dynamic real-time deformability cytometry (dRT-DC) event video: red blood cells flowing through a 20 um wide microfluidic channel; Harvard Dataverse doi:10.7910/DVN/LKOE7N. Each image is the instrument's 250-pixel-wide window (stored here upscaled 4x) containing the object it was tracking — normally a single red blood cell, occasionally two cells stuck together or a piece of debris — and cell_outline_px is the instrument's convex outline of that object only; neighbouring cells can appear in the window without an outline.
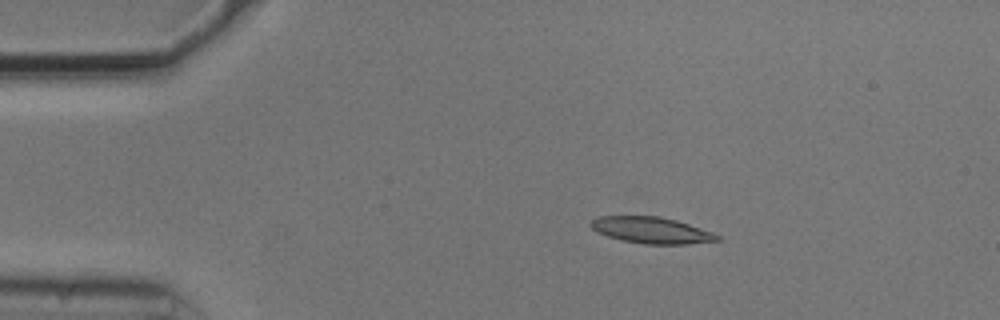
{"species": "common noctule bat (a hibernating species)", "species_latin": "Nyctalus noctula", "temperature_condition": "cold", "stored_images_in_passage": 45, "camera_frame_rate_fps": 3000, "um_per_image_px": 0.085, "animal": {"sex": "male", "body_mass_g": 20.5, "forearm_length_mm": 52.5}, "frame": {"image": 1, "passage_image": 1, "time_ms": 0.0, "image_size_px": [1000, 320], "cell_outline_px": [[720, 240], [688, 244], [644, 244], [624, 240], [608, 236], [596, 232], [588, 224], [596, 216], [656, 216], [676, 220], [712, 232], [720, 236]], "centroid_in_image_um": [55.34, 19.56], "position_along_channel_um": 29.7, "area_um2": 19.31}}
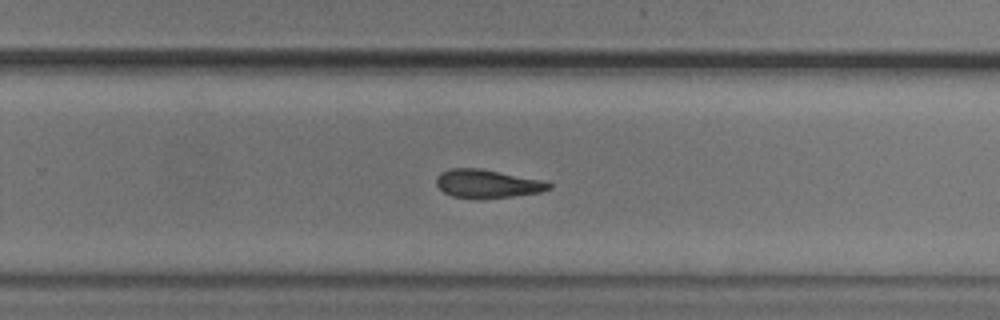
{"frame": {"image": 2, "passage_image": 26, "time_ms": 8.333, "image_size_px": [1000, 320], "cell_outline_px": [[552, 188], [540, 192], [512, 196], [452, 196], [444, 192], [436, 184], [436, 176], [440, 172], [448, 168], [480, 168], [540, 180], [552, 184]], "centroid_in_image_um": [41.39, 15.57], "position_along_channel_um": 288.4, "area_um2": 17.86}}
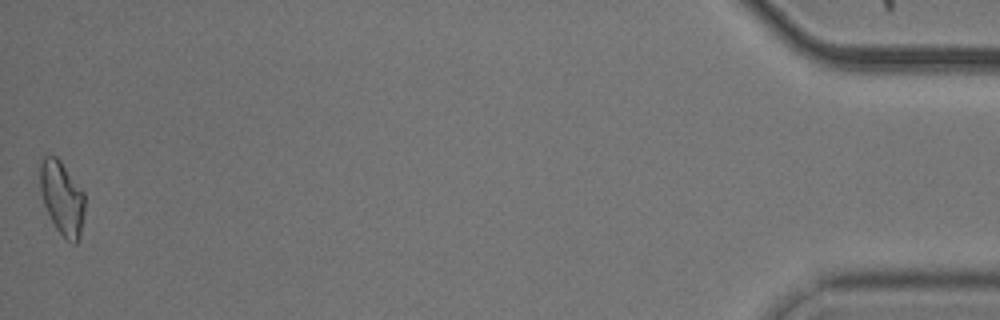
{"frame": {"image": 3, "passage_image": 45, "time_ms": 14.667, "image_size_px": [1000, 320], "cell_outline_px": [[84, 212], [80, 236], [76, 244], [72, 244], [56, 228], [44, 204], [40, 188], [40, 164], [44, 156], [48, 152], [56, 156], [60, 160], [84, 192]], "centroid_in_image_um": [5.27, 16.79], "position_along_channel_um": 429.9, "area_um2": 19.07}, "authors_computed_cell_mechanics": {"area_um2": 19.074, "velocity_mm_per_s": 3.7392, "shape_relaxation_time_tau1_ms": 4.0894, "shape_relaxation_time_tau2_ms": 6.4126, "deformation_change_tau1": 0.1319, "deformation_change_tau2": 0.1508}}